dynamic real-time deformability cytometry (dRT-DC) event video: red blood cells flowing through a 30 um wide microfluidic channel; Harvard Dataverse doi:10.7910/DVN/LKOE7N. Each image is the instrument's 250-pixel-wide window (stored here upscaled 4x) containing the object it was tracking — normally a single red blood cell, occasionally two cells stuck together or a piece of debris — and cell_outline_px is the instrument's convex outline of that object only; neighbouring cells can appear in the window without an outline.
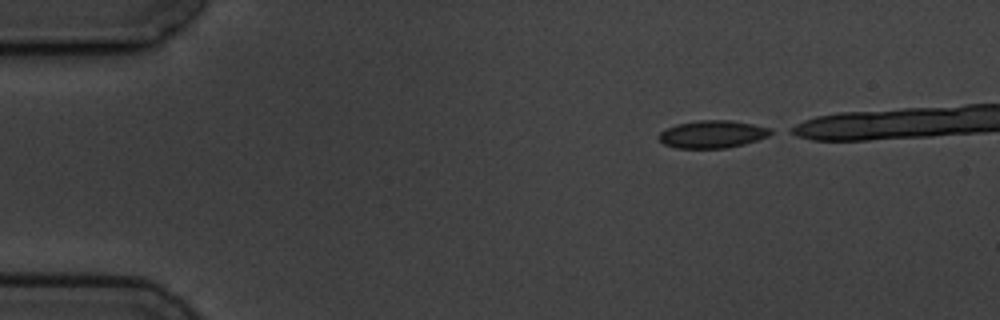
{"species": "common noctule bat (a hibernating species)", "species_latin": "Nyctalus noctula", "temperature_condition": "cold", "stored_images_in_passage": 4, "camera_frame_rate_fps": 3000, "um_per_image_px": 0.085, "animal": {"sex": "male", "body_mass_g": 19.5, "forearm_length_mm": 54.6}, "frame": {"image": 1, "passage_image": 1, "time_ms": 0.0, "image_size_px": [1000, 320], "cell_outline_px": [[776, 132], [768, 136], [744, 144], [724, 148], [676, 148], [664, 144], [656, 136], [660, 132], [676, 124], [700, 120], [732, 120], [772, 128]], "centroid_in_image_um": [60.57, 11.4], "position_along_channel_um": 24.4, "area_um2": 18.03}}